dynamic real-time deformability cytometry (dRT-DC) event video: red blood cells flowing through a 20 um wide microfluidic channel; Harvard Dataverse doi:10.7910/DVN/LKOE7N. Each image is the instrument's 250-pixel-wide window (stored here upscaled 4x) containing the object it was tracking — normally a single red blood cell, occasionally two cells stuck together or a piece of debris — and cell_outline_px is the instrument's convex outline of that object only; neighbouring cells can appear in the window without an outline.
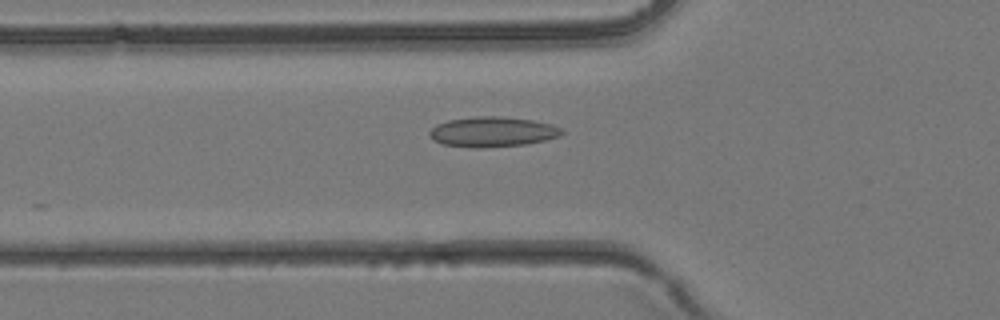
{"species": "common noctule bat (a hibernating species)", "species_latin": "Nyctalus noctula", "temperature_condition": "room temperature", "stored_images_in_passage": 17, "camera_frame_rate_fps": 3000, "um_per_image_px": 0.085, "animal": {"sex": "female", "body_mass_g": 24.6, "forearm_length_mm": 56.2}, "frame": {"image": 1, "passage_image": 14, "time_ms": 4.333, "image_size_px": [1000, 320], "cell_outline_px": [[564, 132], [560, 136], [528, 144], [476, 148], [440, 144], [432, 140], [428, 136], [428, 132], [436, 124], [448, 120], [476, 116], [500, 116], [532, 120], [552, 124], [560, 128]], "centroid_in_image_um": [41.82, 11.2], "position_along_channel_um": 84.0, "area_um2": 23.35}}
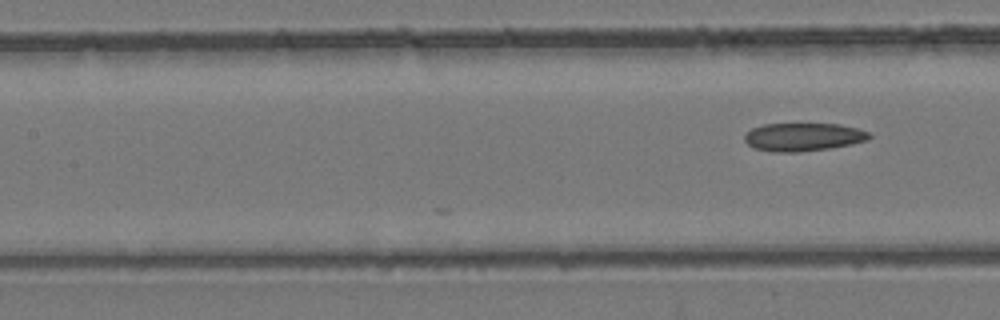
{"frame": {"image": 2, "passage_image": 17, "time_ms": 5.333, "image_size_px": [1000, 320], "cell_outline_px": [[872, 136], [868, 140], [852, 144], [832, 148], [800, 152], [772, 152], [752, 148], [744, 140], [744, 136], [752, 128], [764, 124], [840, 124], [872, 132]], "centroid_in_image_um": [68.3, 11.65], "position_along_channel_um": 139.1, "area_um2": 20.69}}